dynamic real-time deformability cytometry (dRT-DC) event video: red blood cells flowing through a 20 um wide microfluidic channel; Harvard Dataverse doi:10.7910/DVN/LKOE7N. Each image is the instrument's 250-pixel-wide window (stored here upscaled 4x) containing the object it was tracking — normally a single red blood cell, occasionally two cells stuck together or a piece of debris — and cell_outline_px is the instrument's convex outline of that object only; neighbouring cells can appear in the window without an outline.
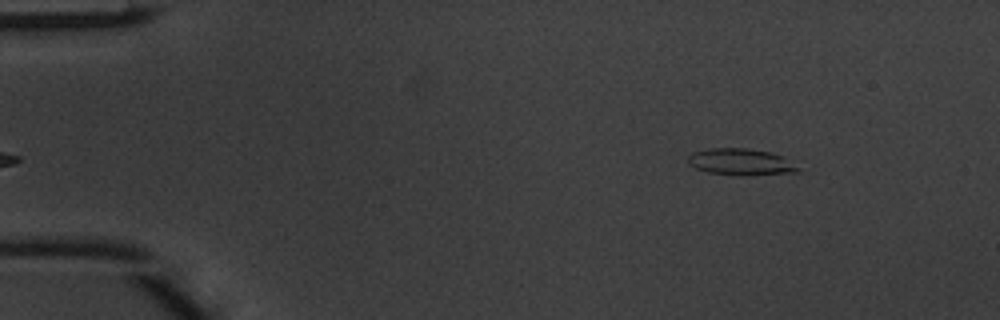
{"species": "common noctule bat (a hibernating species)", "species_latin": "Nyctalus noctula", "temperature_condition": "warm", "stored_images_in_passage": 44, "camera_frame_rate_fps": 3000, "um_per_image_px": 0.085, "animal": {"sex": "male", "body_mass_g": 20.1, "forearm_length_mm": 53.5}, "frame": {"image": 1, "passage_image": 2, "time_ms": 0.333, "image_size_px": [1000, 320], "cell_outline_px": [[800, 172], [744, 176], [740, 176], [708, 172], [696, 168], [688, 164], [688, 156], [692, 152], [708, 148], [748, 148], [772, 152], [780, 156], [800, 168]], "centroid_in_image_um": [62.94, 13.77], "position_along_channel_um": 22.1, "area_um2": 17.17}}
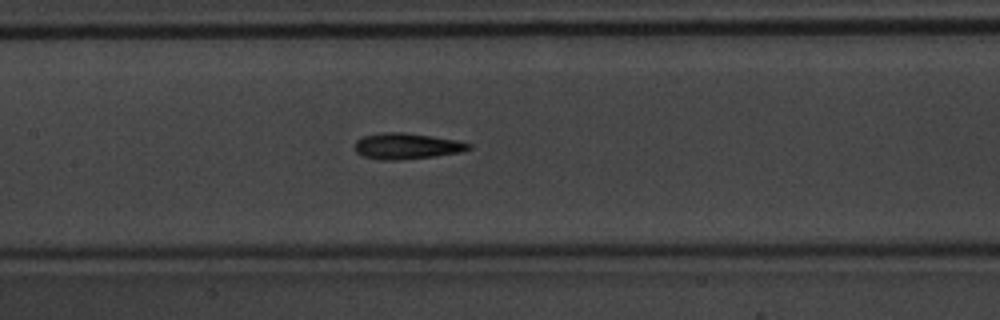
{"frame": {"image": 2, "passage_image": 19, "time_ms": 6.0, "image_size_px": [1000, 320], "cell_outline_px": [[472, 148], [460, 152], [436, 156], [396, 160], [380, 160], [364, 156], [356, 152], [356, 140], [364, 136], [384, 132], [404, 132], [432, 136], [456, 140], [472, 144]], "centroid_in_image_um": [34.59, 12.42], "position_along_channel_um": 172.8, "area_um2": 17.17}}
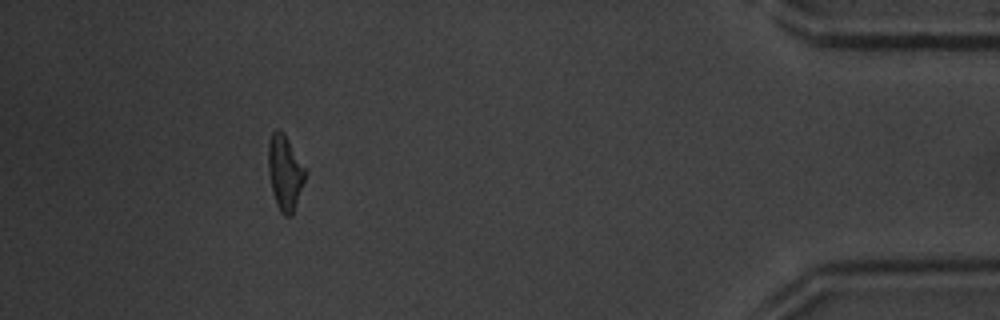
{"frame": {"image": 3, "passage_image": 40, "time_ms": 13.0, "image_size_px": [1000, 320], "cell_outline_px": [[308, 172], [292, 216], [284, 216], [280, 212], [276, 204], [268, 172], [268, 144], [272, 132], [276, 128], [280, 128], [284, 132]], "centroid_in_image_um": [24.23, 14.65], "position_along_channel_um": 411.0, "area_um2": 16.42}, "authors_computed_cell_mechanics": {"area_um2": 16.7042, "velocity_mm_per_s": 4.1831, "shape_relaxation_time_tau1_ms": 4.4709, "shape_relaxation_time_tau2_ms": 3.2826, "deformation_change_tau1": 0.1851, "deformation_change_tau2": 0.145}}